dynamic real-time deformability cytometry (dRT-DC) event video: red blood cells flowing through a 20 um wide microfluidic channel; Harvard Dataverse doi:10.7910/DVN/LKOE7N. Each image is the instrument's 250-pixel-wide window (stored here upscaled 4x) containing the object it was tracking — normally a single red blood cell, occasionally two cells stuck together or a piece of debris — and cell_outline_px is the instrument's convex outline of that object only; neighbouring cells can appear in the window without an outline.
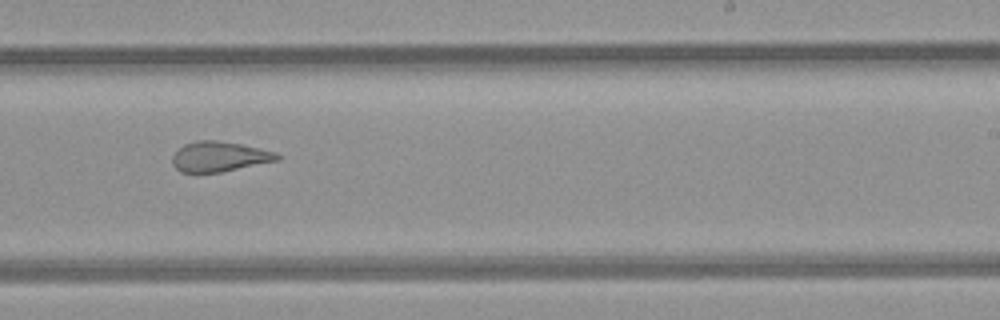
{"species": "common noctule bat (a hibernating species)", "species_latin": "Nyctalus noctula", "temperature_condition": "room temperature", "stored_images_in_passage": 13, "camera_frame_rate_fps": 3000, "um_per_image_px": 0.085, "animal": {"sex": "female", "body_mass_g": 21.9}, "frame": {"image": 1, "passage_image": 8, "time_ms": 9.0, "image_size_px": [1000, 320], "cell_outline_px": [[280, 160], [220, 172], [196, 176], [180, 172], [172, 164], [172, 156], [184, 144], [196, 140], [216, 140], [240, 144], [276, 152], [280, 156]], "centroid_in_image_um": [18.58, 13.35], "position_along_channel_um": 270.4, "area_um2": 18.84}}